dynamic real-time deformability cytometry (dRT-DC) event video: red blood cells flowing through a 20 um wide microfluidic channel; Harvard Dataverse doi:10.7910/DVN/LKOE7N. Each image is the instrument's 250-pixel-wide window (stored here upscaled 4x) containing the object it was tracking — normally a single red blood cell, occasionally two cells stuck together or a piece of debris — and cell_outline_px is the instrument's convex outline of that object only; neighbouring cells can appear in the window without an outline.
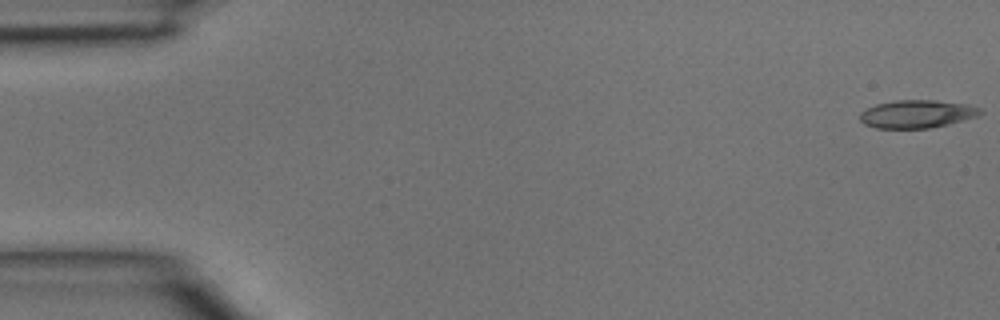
{"species": "common noctule bat (a hibernating species)", "species_latin": "Nyctalus noctula", "temperature_condition": "room temperature", "stored_images_in_passage": 5, "camera_frame_rate_fps": 3000, "um_per_image_px": 0.085, "animal": {"sex": "male", "body_mass_g": 15.6}, "frame": {"image": 1, "passage_image": 1, "time_ms": 0.0, "image_size_px": [1000, 320], "cell_outline_px": [[984, 112], [980, 116], [948, 124], [928, 128], [876, 128], [864, 124], [860, 120], [860, 112], [876, 104], [896, 100], [936, 100], [968, 104], [980, 108]], "centroid_in_image_um": [77.98, 9.68], "position_along_channel_um": 7.0, "area_um2": 19.71}}